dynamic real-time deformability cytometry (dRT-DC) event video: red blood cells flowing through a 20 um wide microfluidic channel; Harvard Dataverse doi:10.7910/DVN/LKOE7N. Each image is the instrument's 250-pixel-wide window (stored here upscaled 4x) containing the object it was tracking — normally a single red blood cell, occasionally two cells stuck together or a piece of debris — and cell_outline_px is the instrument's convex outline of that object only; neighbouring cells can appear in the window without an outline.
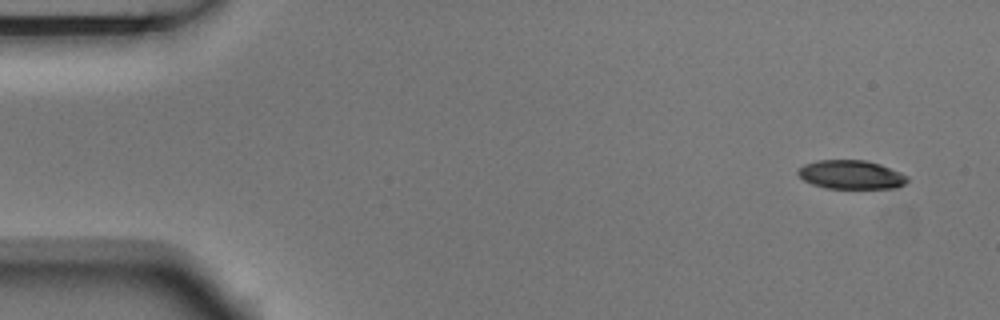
{"species": "Egyptian fruit bat (a non-hibernating species)", "species_latin": "Rousettus aegyptiacus", "temperature_condition": "room temperature", "stored_images_in_passage": 10, "camera_frame_rate_fps": 3000, "um_per_image_px": 0.085, "animal": {"sex": "male"}, "frame": {"image": 1, "passage_image": 1, "time_ms": 0.0, "image_size_px": [1000, 320], "cell_outline_px": [[908, 180], [904, 184], [896, 188], [824, 188], [812, 184], [804, 180], [796, 172], [804, 164], [816, 160], [868, 160], [880, 164], [900, 172], [908, 176]], "centroid_in_image_um": [72.34, 14.84], "position_along_channel_um": 12.7, "area_um2": 18.38}}
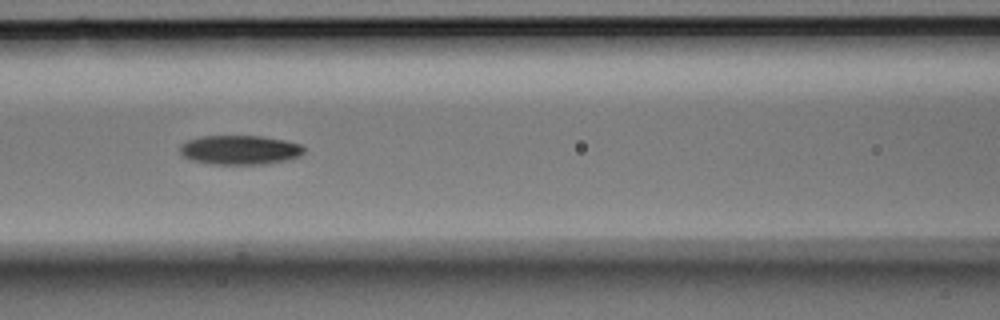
{"frame": {"image": 2, "passage_image": 6, "time_ms": 1.667, "image_size_px": [1000, 320], "cell_outline_px": [[304, 152], [300, 156], [284, 160], [264, 164], [208, 164], [192, 160], [184, 156], [180, 152], [180, 144], [188, 140], [204, 136], [260, 136], [284, 140], [300, 144], [304, 148]], "centroid_in_image_um": [20.37, 12.74], "position_along_channel_um": 146.2, "area_um2": 21.04}}
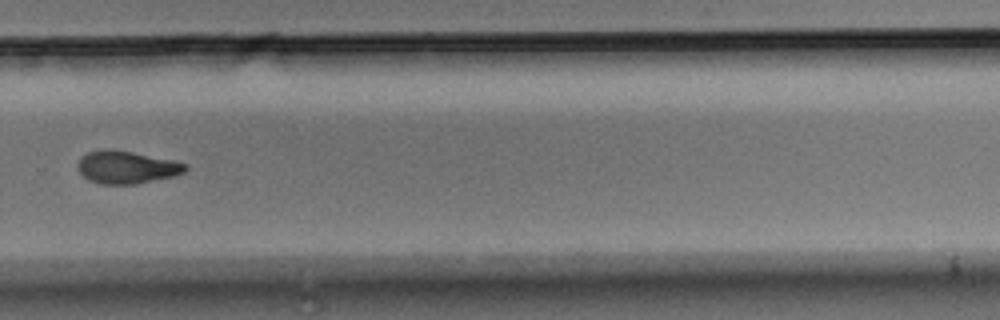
{"frame": {"image": 3, "passage_image": 10, "time_ms": 3.0, "image_size_px": [1000, 320], "cell_outline_px": [[188, 168], [184, 172], [172, 176], [136, 184], [100, 184], [88, 180], [76, 168], [76, 164], [88, 152], [108, 148], [132, 152], [176, 160], [188, 164]], "centroid_in_image_um": [10.77, 14.21], "position_along_channel_um": 319.0, "area_um2": 20.52}}